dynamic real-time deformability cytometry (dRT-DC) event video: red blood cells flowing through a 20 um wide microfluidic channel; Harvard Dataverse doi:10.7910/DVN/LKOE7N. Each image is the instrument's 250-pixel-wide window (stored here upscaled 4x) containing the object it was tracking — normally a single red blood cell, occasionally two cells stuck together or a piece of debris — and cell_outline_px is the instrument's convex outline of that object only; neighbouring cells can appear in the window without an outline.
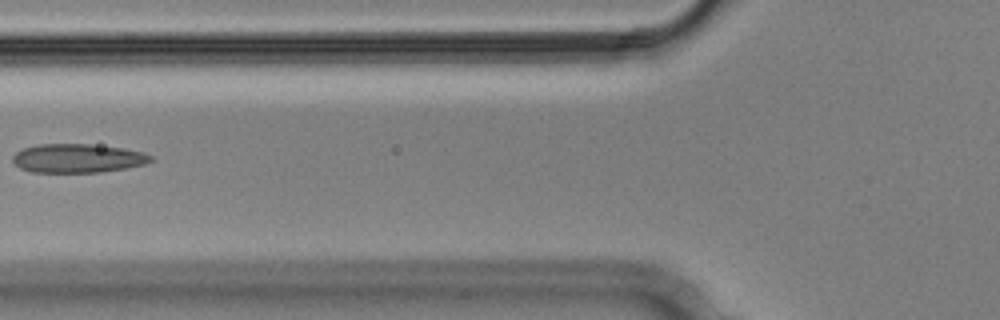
{"species": "Egyptian fruit bat (a non-hibernating species)", "species_latin": "Rousettus aegyptiacus", "temperature_condition": "cold", "stored_images_in_passage": 4, "camera_frame_rate_fps": 3000, "um_per_image_px": 0.085, "animal": {"sex": "male"}, "frame": {"image": 1, "passage_image": 4, "time_ms": 1.0, "image_size_px": [1000, 320], "cell_outline_px": [[156, 160], [144, 164], [124, 168], [100, 172], [32, 172], [20, 168], [12, 160], [12, 156], [16, 152], [24, 148], [40, 144], [88, 144], [124, 148], [144, 152], [152, 156]], "centroid_in_image_um": [6.63, 13.45], "position_along_channel_um": 119.2, "area_um2": 23.18}}